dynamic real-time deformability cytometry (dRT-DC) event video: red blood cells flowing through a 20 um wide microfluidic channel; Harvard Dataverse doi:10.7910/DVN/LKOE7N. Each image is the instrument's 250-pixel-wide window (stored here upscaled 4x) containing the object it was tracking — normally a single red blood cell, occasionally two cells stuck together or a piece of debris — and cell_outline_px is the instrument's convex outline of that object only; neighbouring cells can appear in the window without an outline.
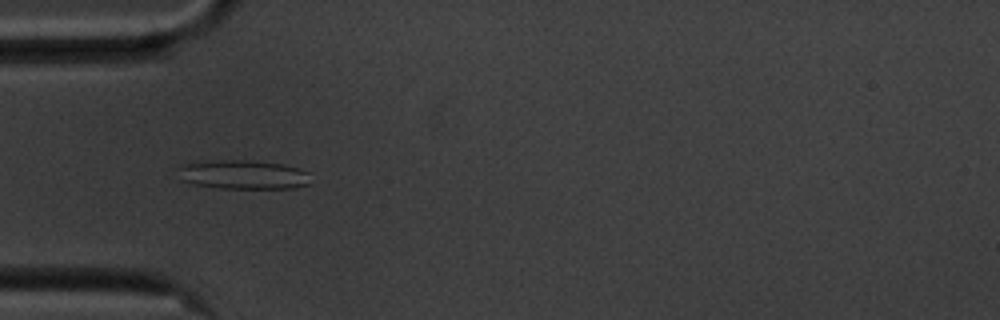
{"species": "common noctule bat (a hibernating species)", "species_latin": "Nyctalus noctula", "temperature_condition": "cold", "stored_images_in_passage": 56, "camera_frame_rate_fps": 3000, "um_per_image_px": 0.085, "animal": {"sex": "male", "body_mass_g": 20.1, "forearm_length_mm": 53.5}, "frame": {"image": 1, "passage_image": 17, "time_ms": 5.333, "image_size_px": [1000, 320], "cell_outline_px": [[308, 184], [292, 188], [220, 188], [192, 184], [180, 180], [176, 168], [180, 164], [220, 160], [248, 160], [284, 164], [300, 168], [308, 172]], "centroid_in_image_um": [20.61, 14.84], "position_along_channel_um": 64.4, "area_um2": 22.6}}
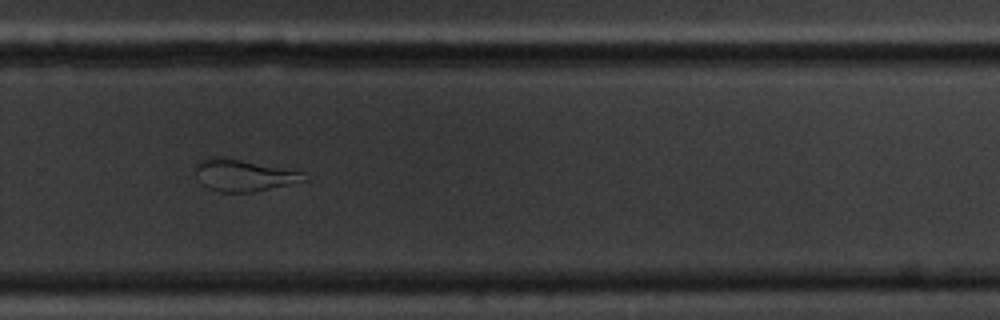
{"frame": {"image": 2, "passage_image": 38, "time_ms": 12.333, "image_size_px": [1000, 320], "cell_outline_px": [[308, 180], [252, 192], [220, 192], [208, 188], [200, 184], [196, 172], [196, 164], [200, 160], [208, 156], [224, 156], [304, 172]], "centroid_in_image_um": [20.67, 14.88], "position_along_channel_um": 309.1, "area_um2": 20.29}}
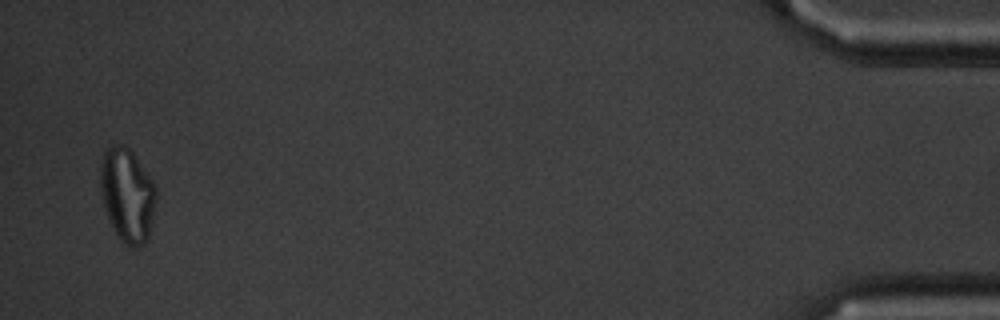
{"frame": {"image": 3, "passage_image": 55, "time_ms": 18.0, "image_size_px": [1000, 320], "cell_outline_px": [[156, 196], [152, 220], [148, 240], [144, 244], [136, 248], [132, 248], [124, 244], [120, 240], [112, 228], [104, 208], [100, 192], [100, 164], [104, 152], [112, 144], [124, 144], [132, 152], [156, 184]], "centroid_in_image_um": [10.81, 16.59], "position_along_channel_um": 424.4, "area_um2": 30.87}, "authors_computed_cell_mechanics": {"area_um2": 24.9407, "velocity_mm_per_s": 3.5125, "shape_relaxation_time_tau1_ms": null, "shape_relaxation_time_tau2_ms": 2.7912, "deformation_change_tau1": null, "deformation_change_tau2": 0.1264}}